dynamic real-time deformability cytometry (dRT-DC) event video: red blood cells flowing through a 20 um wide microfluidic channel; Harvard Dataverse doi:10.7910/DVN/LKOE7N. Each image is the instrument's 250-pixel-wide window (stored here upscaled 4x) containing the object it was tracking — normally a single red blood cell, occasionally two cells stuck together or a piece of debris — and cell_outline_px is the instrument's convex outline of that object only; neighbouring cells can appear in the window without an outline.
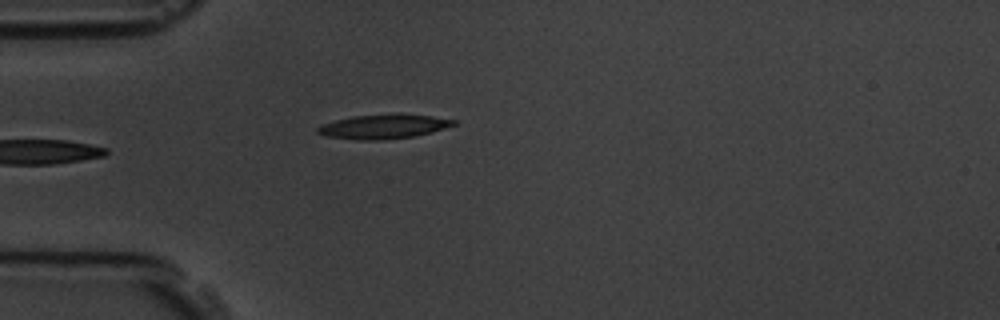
{"species": "common noctule bat (a hibernating species)", "species_latin": "Nyctalus noctula", "temperature_condition": "room temperature", "stored_images_in_passage": 5, "camera_frame_rate_fps": 3000, "um_per_image_px": 0.085, "animal": {"sex": "male", "body_mass_g": 19.5, "forearm_length_mm": 54.6}, "frame": {"image": 1, "passage_image": 5, "time_ms": 4.667, "image_size_px": [1000, 320], "cell_outline_px": [[456, 124], [432, 132], [416, 136], [384, 140], [356, 140], [324, 136], [316, 132], [316, 128], [320, 124], [352, 116], [396, 112], [400, 112], [432, 116], [456, 120]], "centroid_in_image_um": [32.58, 10.74], "position_along_channel_um": 52.4, "area_um2": 19.88}}